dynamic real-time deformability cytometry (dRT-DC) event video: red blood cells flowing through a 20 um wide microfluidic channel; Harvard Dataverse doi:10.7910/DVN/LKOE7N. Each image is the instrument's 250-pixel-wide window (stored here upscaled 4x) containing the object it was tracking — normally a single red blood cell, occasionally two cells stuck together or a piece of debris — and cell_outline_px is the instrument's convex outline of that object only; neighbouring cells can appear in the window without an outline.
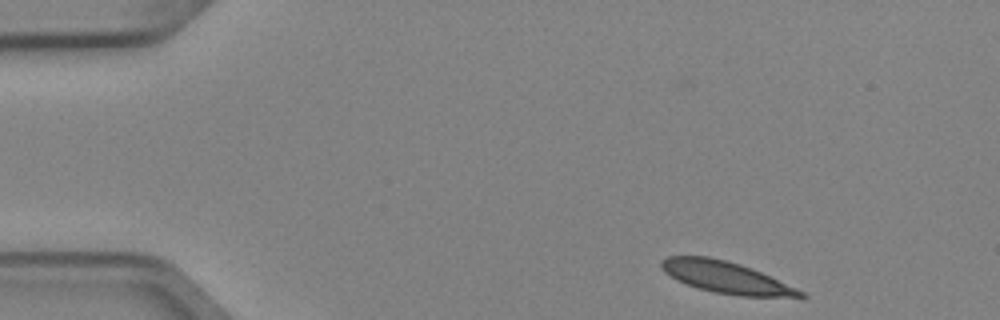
{"species": "Egyptian fruit bat (a non-hibernating species)", "species_latin": "Rousettus aegyptiacus", "temperature_condition": "cold", "stored_images_in_passage": 3, "camera_frame_rate_fps": 3000, "um_per_image_px": 0.085, "animal": {"sex": "female"}, "frame": {"image": 1, "passage_image": 1, "time_ms": 0.0, "image_size_px": [1000, 320], "cell_outline_px": [[808, 296], [740, 296], [716, 292], [696, 288], [676, 280], [664, 272], [660, 268], [660, 260], [668, 256], [708, 256], [740, 264], [752, 268], [796, 288], [804, 292]], "centroid_in_image_um": [61.62, 23.56], "position_along_channel_um": 23.4, "area_um2": 25.37}}